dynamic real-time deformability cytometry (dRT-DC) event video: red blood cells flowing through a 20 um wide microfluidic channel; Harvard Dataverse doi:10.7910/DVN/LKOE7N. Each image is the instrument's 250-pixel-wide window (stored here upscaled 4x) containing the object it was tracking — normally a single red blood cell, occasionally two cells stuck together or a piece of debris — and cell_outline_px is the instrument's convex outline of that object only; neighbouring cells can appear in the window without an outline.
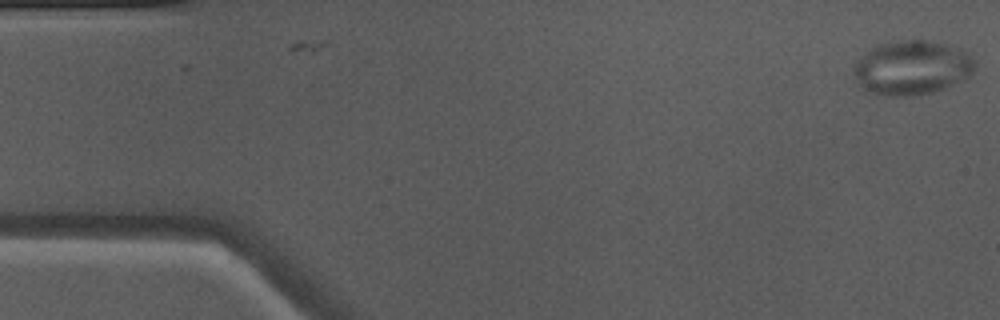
{"species": "Egyptian fruit bat (a non-hibernating species)", "species_latin": "Rousettus aegyptiacus", "temperature_condition": "warm", "stored_images_in_passage": 2, "camera_frame_rate_fps": 3000, "um_per_image_px": 0.085, "animal": {"sex": "male"}, "frame": {"image": 1, "passage_image": 1, "time_ms": 0.0, "image_size_px": [1000, 320], "cell_outline_px": [[976, 64], [972, 72], [968, 76], [944, 88], [932, 92], [912, 96], [888, 96], [868, 92], [860, 84], [852, 72], [852, 68], [856, 60], [860, 56], [876, 44], [904, 40], [924, 40], [944, 44], [968, 52], [972, 56]], "centroid_in_image_um": [77.47, 5.75], "position_along_channel_um": 7.5, "area_um2": 38.26}}